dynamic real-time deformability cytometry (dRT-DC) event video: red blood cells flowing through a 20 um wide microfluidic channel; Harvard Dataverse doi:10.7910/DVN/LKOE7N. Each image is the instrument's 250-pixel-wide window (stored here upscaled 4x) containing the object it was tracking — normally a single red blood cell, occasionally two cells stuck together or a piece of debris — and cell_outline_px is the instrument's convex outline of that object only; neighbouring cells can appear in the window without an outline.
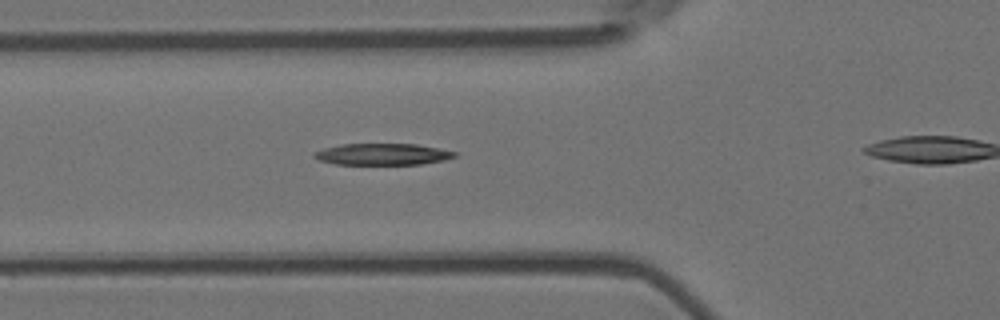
{"species": "Egyptian fruit bat (a non-hibernating species)", "species_latin": "Rousettus aegyptiacus", "temperature_condition": "room temperature", "stored_images_in_passage": 3, "segment_of_instrument_passage": [1, 2], "camera_frame_rate_fps": 3000, "um_per_image_px": 0.085, "animal": {"sex": "female"}, "frame": {"image": 1, "passage_image": 2, "time_ms": 0.333, "image_size_px": [1000, 320], "cell_outline_px": [[456, 156], [444, 160], [420, 164], [336, 164], [320, 160], [312, 156], [316, 152], [324, 148], [340, 144], [416, 144], [440, 148], [456, 152]], "centroid_in_image_um": [32.53, 13.1], "position_along_channel_um": 93.3, "area_um2": 17.46}}